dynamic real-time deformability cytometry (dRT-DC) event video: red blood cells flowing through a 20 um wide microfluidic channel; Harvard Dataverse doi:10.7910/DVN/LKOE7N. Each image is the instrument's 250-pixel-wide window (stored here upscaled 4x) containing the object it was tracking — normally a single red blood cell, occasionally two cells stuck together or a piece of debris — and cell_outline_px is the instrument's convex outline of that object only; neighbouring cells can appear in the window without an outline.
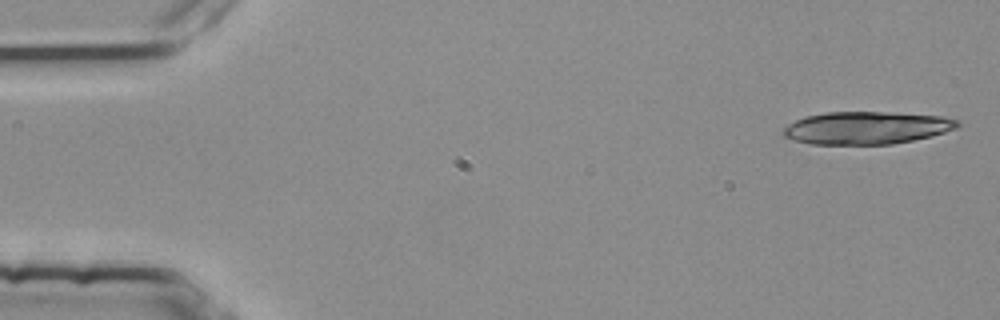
{"species": "common noctule bat (a hibernating species)", "species_latin": "Nyctalus noctula", "temperature_condition": "room temperature", "stored_images_in_passage": 5, "camera_frame_rate_fps": 3000, "um_per_image_px": 0.085, "animal": {"sex": "female", "body_mass_g": 25.1}, "frame": {"image": 1, "passage_image": 1, "time_ms": 0.0, "image_size_px": [1000, 320], "cell_outline_px": [[960, 124], [956, 128], [932, 136], [892, 144], [808, 144], [784, 136], [784, 128], [788, 124], [804, 116], [828, 112], [888, 112], [940, 116], [960, 120]], "centroid_in_image_um": [73.67, 10.86], "position_along_channel_um": 11.3, "area_um2": 32.95}}